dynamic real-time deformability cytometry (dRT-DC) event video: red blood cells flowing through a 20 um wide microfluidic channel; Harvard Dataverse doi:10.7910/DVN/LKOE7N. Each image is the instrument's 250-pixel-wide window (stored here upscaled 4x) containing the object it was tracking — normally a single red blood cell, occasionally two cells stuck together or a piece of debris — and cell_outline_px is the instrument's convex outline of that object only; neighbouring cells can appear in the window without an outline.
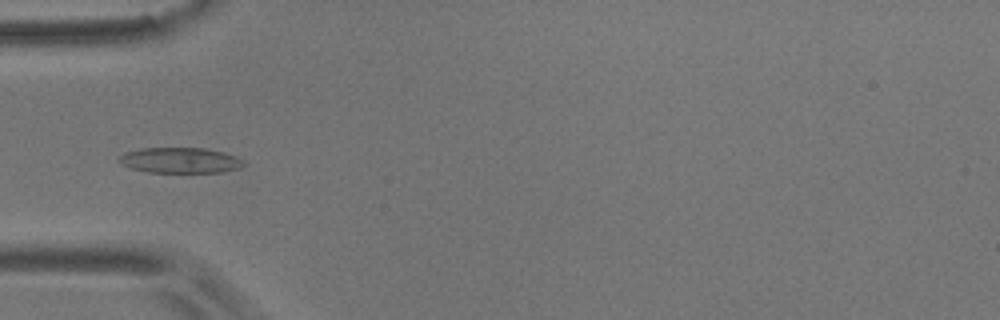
{"species": "common noctule bat (a hibernating species)", "species_latin": "Nyctalus noctula", "temperature_condition": "room temperature", "stored_images_in_passage": 8, "camera_frame_rate_fps": 3000, "um_per_image_px": 0.085, "animal": {"sex": "male", "body_mass_g": 17.9}, "frame": {"image": 1, "passage_image": 6, "time_ms": 5.667, "image_size_px": [1000, 320], "cell_outline_px": [[248, 164], [240, 168], [224, 172], [148, 172], [132, 168], [120, 164], [116, 160], [124, 152], [144, 148], [204, 148], [224, 152], [236, 156], [244, 160]], "centroid_in_image_um": [15.35, 13.63], "position_along_channel_um": 69.7, "area_um2": 18.73}}
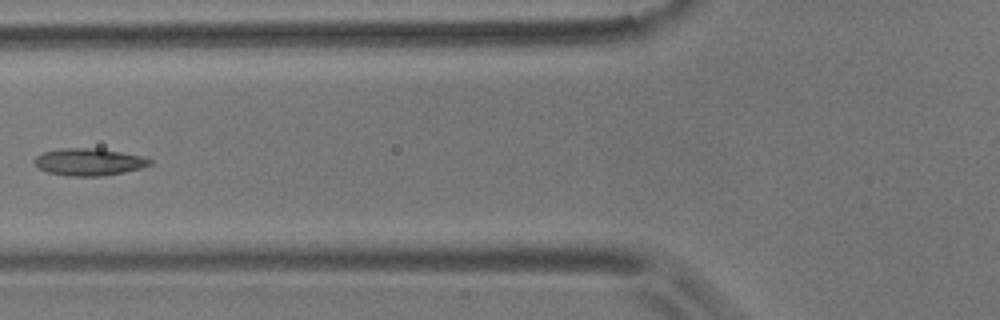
{"frame": {"image": 2, "passage_image": 7, "time_ms": 7.0, "image_size_px": [1000, 320], "cell_outline_px": [[152, 164], [140, 168], [124, 172], [100, 176], [68, 176], [48, 172], [40, 168], [32, 160], [36, 156], [44, 152], [64, 148], [96, 148], [144, 156], [152, 160]], "centroid_in_image_um": [7.57, 13.76], "position_along_channel_um": 118.2, "area_um2": 18.15}}
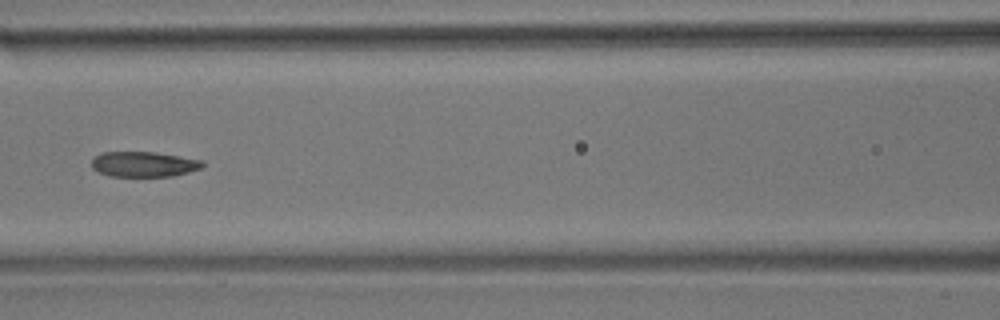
{"frame": {"image": 3, "passage_image": 8, "time_ms": 8.0, "image_size_px": [1000, 320], "cell_outline_px": [[204, 168], [172, 176], [108, 176], [92, 168], [92, 160], [100, 152], [156, 152], [204, 160]], "centroid_in_image_um": [12.26, 13.95], "position_along_channel_um": 154.3, "area_um2": 16.42}}